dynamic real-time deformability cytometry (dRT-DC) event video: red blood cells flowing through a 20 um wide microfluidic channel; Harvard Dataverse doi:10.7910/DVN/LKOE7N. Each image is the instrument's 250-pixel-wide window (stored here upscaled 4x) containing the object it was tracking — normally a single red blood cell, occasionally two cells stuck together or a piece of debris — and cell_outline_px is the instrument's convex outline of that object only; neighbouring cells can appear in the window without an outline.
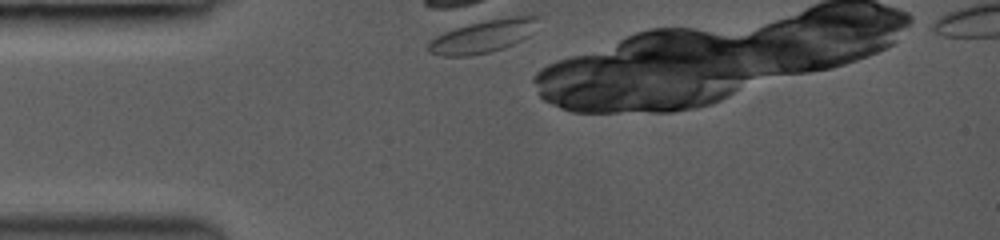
{"species": "common noctule bat (a hibernating species)", "species_latin": "Nyctalus noctula", "temperature_condition": "room temperature", "stored_images_in_passage": 2, "camera_frame_rate_fps": 3000, "um_per_image_px": 0.085, "animal": {"sex": "female", "body_mass_g": 19.0, "forearm_length_mm": 53.3}, "frame": {"image": 1, "passage_image": 1, "time_ms": 0.0, "image_size_px": [1000, 240], "cell_outline_px": [[540, 16], [528, 36], [504, 48], [492, 52], [468, 56], [444, 56], [428, 52], [428, 44], [436, 36], [444, 32], [468, 24], [488, 20], [516, 16]], "centroid_in_image_um": [41.02, 3.11], "position_along_channel_um": 44.0, "area_um2": 20.46}}